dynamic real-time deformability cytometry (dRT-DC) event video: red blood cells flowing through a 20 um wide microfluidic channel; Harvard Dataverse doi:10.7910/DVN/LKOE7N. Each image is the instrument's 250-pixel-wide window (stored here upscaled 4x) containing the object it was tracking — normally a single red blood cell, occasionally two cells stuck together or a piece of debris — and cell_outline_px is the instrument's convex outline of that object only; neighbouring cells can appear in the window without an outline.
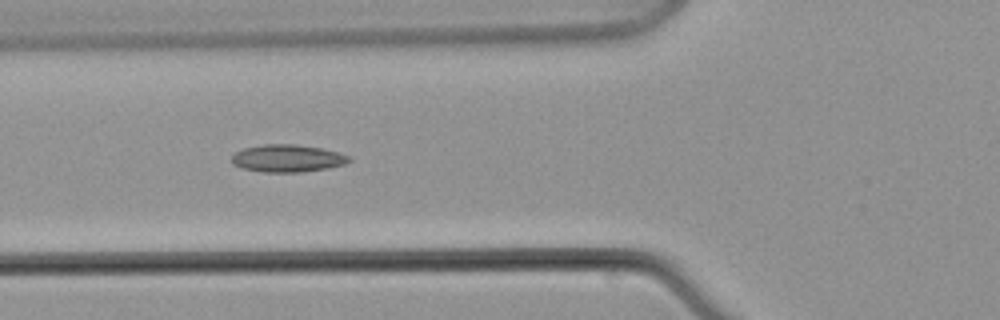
{"species": "common noctule bat (a hibernating species)", "species_latin": "Nyctalus noctula", "temperature_condition": "warm", "stored_images_in_passage": 8, "camera_frame_rate_fps": 3000, "um_per_image_px": 0.085, "animal": {"sex": "male", "body_mass_g": 21.5, "forearm_length_mm": 52.0}, "frame": {"image": 1, "passage_image": 7, "time_ms": 8.0, "image_size_px": [1000, 320], "cell_outline_px": [[352, 160], [344, 164], [328, 168], [300, 172], [264, 172], [244, 168], [232, 164], [232, 156], [236, 152], [244, 148], [264, 144], [296, 144], [320, 148], [352, 156]], "centroid_in_image_um": [24.45, 13.45], "position_along_channel_um": 101.3, "area_um2": 18.67}}